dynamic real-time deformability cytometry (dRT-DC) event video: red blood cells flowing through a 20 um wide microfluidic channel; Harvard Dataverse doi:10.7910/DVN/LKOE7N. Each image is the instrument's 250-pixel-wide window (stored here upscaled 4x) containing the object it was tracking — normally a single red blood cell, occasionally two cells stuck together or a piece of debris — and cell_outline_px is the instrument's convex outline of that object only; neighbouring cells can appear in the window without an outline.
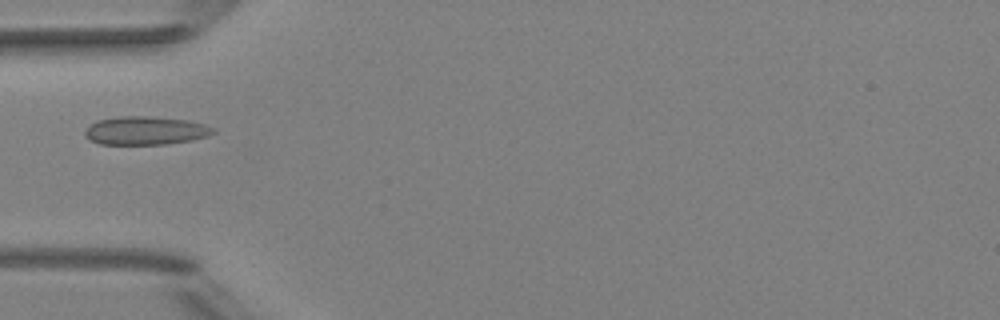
{"species": "Egyptian fruit bat (a non-hibernating species)", "species_latin": "Rousettus aegyptiacus", "temperature_condition": "room temperature", "stored_images_in_passage": 4, "camera_frame_rate_fps": 3000, "um_per_image_px": 0.085, "animal": {"sex": "female"}, "frame": {"image": 1, "passage_image": 3, "time_ms": 2.333, "image_size_px": [1000, 320], "cell_outline_px": [[216, 132], [208, 136], [192, 140], [168, 144], [100, 144], [84, 136], [84, 132], [96, 120], [120, 116], [144, 116], [188, 120], [204, 124], [216, 128]], "centroid_in_image_um": [12.41, 11.1], "position_along_channel_um": 72.6, "area_um2": 21.21}}
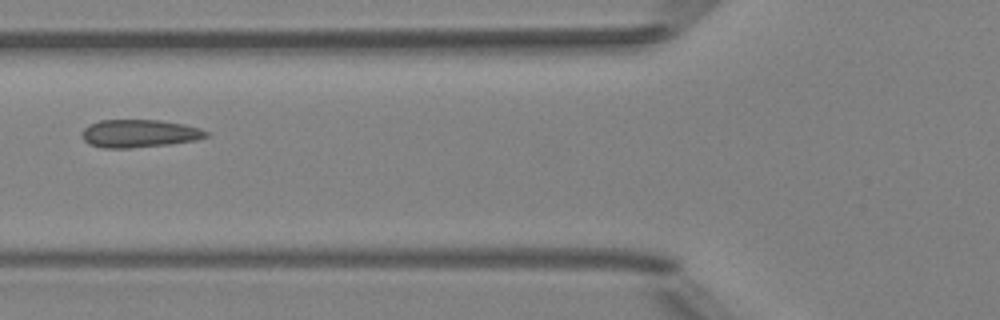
{"frame": {"image": 2, "passage_image": 4, "time_ms": 3.333, "image_size_px": [1000, 320], "cell_outline_px": [[208, 136], [196, 140], [168, 144], [128, 148], [104, 148], [88, 144], [80, 136], [84, 128], [88, 124], [100, 120], [160, 120], [184, 124], [200, 128], [208, 132]], "centroid_in_image_um": [11.8, 11.34], "position_along_channel_um": 114.0, "area_um2": 20.23}}